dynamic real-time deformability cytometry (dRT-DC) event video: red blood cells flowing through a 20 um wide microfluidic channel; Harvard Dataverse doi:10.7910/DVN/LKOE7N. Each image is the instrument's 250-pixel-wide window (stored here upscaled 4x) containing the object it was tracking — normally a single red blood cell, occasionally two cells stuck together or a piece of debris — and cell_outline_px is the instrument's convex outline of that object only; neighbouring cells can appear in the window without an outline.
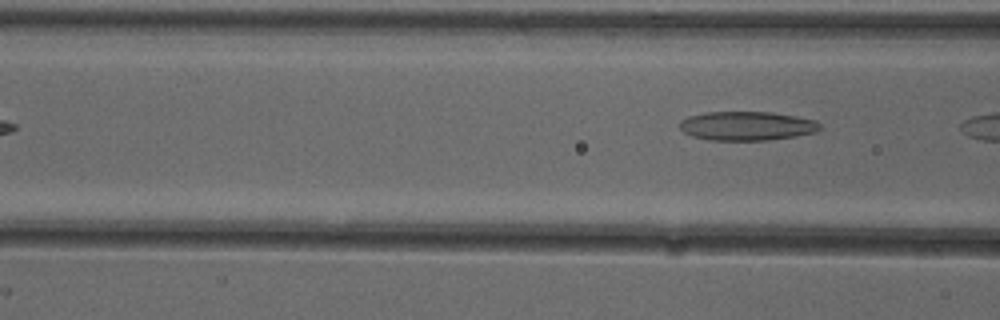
{"species": "common noctule bat (a hibernating species)", "species_latin": "Nyctalus noctula", "temperature_condition": "cold", "stored_images_in_passage": 7, "camera_frame_rate_fps": 3000, "um_per_image_px": 0.085, "animal": {"sex": "female"}, "frame": {"image": 1, "passage_image": 7, "time_ms": 2.0, "image_size_px": [1000, 320], "cell_outline_px": [[820, 128], [816, 132], [796, 136], [768, 140], [708, 140], [692, 136], [684, 132], [680, 128], [680, 120], [688, 116], [704, 112], [772, 112], [796, 116], [816, 120], [820, 124]], "centroid_in_image_um": [63.48, 10.7], "position_along_channel_um": 103.1, "area_um2": 23.81}}